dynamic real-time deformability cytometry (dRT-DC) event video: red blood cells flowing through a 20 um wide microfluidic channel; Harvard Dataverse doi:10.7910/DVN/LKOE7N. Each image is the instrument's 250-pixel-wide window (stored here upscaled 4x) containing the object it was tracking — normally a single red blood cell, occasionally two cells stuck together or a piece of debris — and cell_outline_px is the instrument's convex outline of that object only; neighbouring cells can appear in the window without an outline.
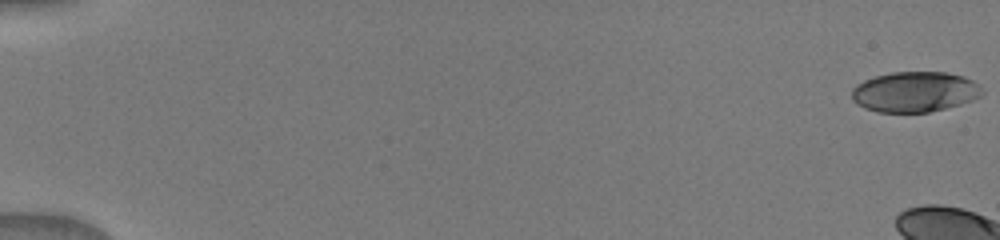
{"species": "human", "species_latin": "Homo sapiens", "temperature_condition": "warm", "stored_images_in_passage": 9, "camera_frame_rate_fps": 3000, "um_per_image_px": 0.085, "donor": {"sex": "male"}, "frame": {"image": 1, "passage_image": 1, "time_ms": 0.0, "image_size_px": [1000, 240], "cell_outline_px": [[984, 92], [980, 96], [972, 100], [960, 104], [928, 112], [876, 112], [864, 108], [856, 104], [852, 100], [852, 88], [856, 84], [864, 80], [876, 76], [892, 72], [948, 72], [964, 76], [980, 84]], "centroid_in_image_um": [77.75, 7.8], "position_along_channel_um": 7.2, "area_um2": 30.87}}